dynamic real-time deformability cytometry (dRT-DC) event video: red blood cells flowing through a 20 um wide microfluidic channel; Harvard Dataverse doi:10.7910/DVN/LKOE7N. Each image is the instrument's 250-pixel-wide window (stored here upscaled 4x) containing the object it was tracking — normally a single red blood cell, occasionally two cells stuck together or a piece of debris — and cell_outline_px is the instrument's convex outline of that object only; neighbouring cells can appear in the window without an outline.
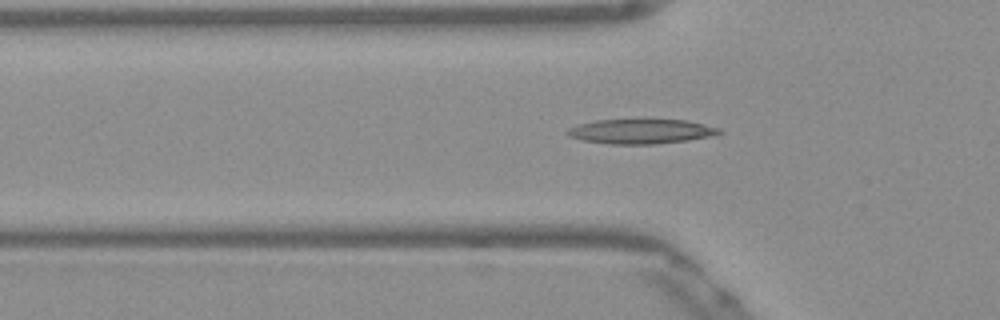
{"species": "Egyptian fruit bat (a non-hibernating species)", "species_latin": "Rousettus aegyptiacus", "temperature_condition": "warm", "stored_images_in_passage": 46, "camera_frame_rate_fps": 3000, "um_per_image_px": 0.085, "frame": {"image": 1, "passage_image": 14, "time_ms": 4.333, "image_size_px": [1000, 320], "cell_outline_px": [[724, 132], [708, 136], [688, 140], [656, 144], [608, 144], [584, 140], [568, 136], [564, 132], [568, 128], [580, 124], [596, 120], [688, 120], [720, 128]], "centroid_in_image_um": [54.47, 11.17], "position_along_channel_um": 71.3, "area_um2": 21.68}}
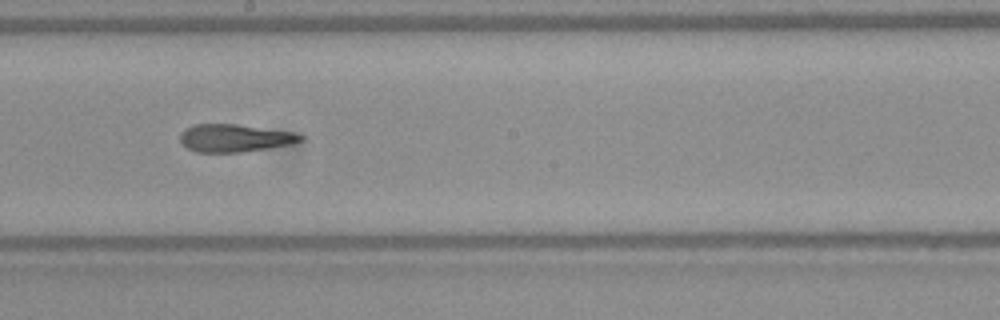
{"frame": {"image": 2, "passage_image": 26, "time_ms": 8.333, "image_size_px": [1000, 320], "cell_outline_px": [[304, 140], [288, 144], [240, 152], [196, 152], [188, 148], [180, 140], [180, 132], [184, 128], [196, 124], [236, 124], [296, 132], [304, 136]], "centroid_in_image_um": [19.93, 11.72], "position_along_channel_um": 228.3, "area_um2": 19.31}}
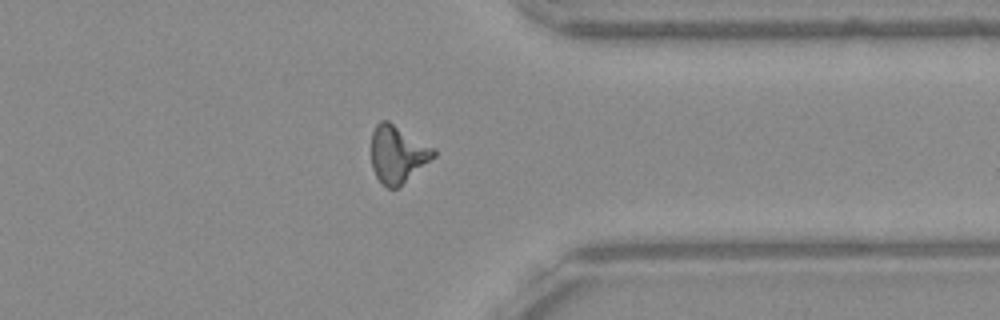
{"frame": {"image": 3, "passage_image": 38, "time_ms": 12.333, "image_size_px": [1000, 320], "cell_outline_px": [[436, 156], [396, 188], [388, 188], [376, 176], [372, 168], [372, 132], [376, 124], [380, 120], [388, 120], [436, 148]], "centroid_in_image_um": [33.81, 13.06], "position_along_channel_um": 377.6, "area_um2": 20.69}, "authors_computed_cell_mechanics": {"area_um2": 20.0566, "velocity_mm_per_s": 3.8922, "shape_relaxation_time_tau1_ms": null, "shape_relaxation_time_tau2_ms": 3.071, "deformation_change_tau1": null, "deformation_change_tau2": 0.1359}}